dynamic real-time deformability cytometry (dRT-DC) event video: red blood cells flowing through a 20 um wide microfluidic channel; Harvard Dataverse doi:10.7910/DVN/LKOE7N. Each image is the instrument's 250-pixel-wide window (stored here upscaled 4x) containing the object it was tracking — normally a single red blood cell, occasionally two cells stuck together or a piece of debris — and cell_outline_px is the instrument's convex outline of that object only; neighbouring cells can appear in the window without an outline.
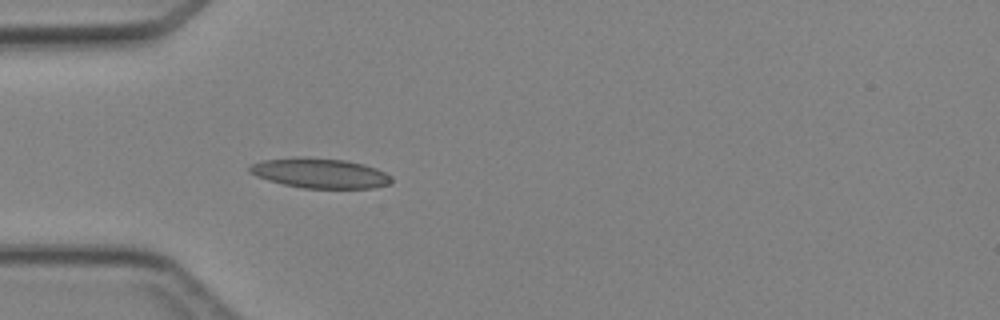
{"species": "Egyptian fruit bat (a non-hibernating species)", "species_latin": "Rousettus aegyptiacus", "temperature_condition": "cold", "stored_images_in_passage": 2, "camera_frame_rate_fps": 3000, "um_per_image_px": 0.085, "animal": {"sex": "female"}, "frame": {"image": 1, "passage_image": 2, "time_ms": 2.333, "image_size_px": [1000, 320], "cell_outline_px": [[392, 184], [372, 188], [304, 188], [284, 184], [268, 180], [256, 176], [248, 172], [248, 168], [252, 164], [264, 160], [344, 160], [364, 164], [376, 168], [392, 176]], "centroid_in_image_um": [27.28, 14.78], "position_along_channel_um": 57.7, "area_um2": 23.64}}